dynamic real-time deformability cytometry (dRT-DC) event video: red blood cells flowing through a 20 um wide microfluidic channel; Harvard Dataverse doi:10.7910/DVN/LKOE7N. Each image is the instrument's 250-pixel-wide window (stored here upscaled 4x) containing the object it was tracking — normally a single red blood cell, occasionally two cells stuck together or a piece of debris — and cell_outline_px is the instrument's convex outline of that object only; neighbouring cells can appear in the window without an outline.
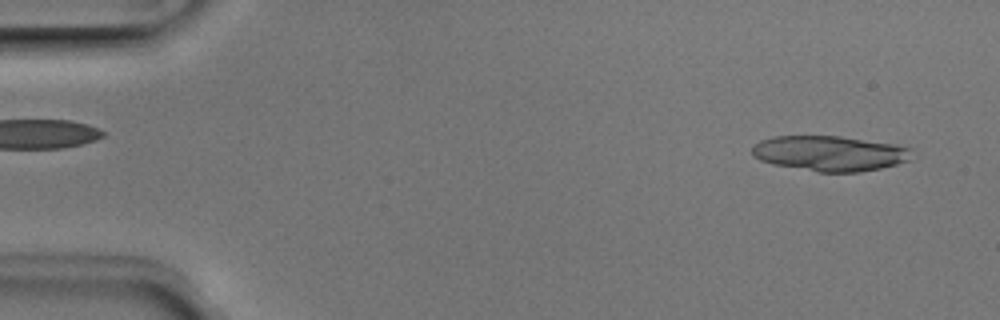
{"species": "Egyptian fruit bat (a non-hibernating species)", "species_latin": "Rousettus aegyptiacus", "temperature_condition": "room temperature", "stored_images_in_passage": 49, "segment_of_instrument_passage": [1, 2], "camera_frame_rate_fps": 3000, "um_per_image_px": 0.085, "animal": {"sex": "male"}, "frame": {"image": 1, "passage_image": 1, "time_ms": 0.0, "image_size_px": [1000, 320], "cell_outline_px": [[912, 148], [908, 160], [896, 164], [880, 168], [860, 172], [820, 172], [772, 164], [760, 160], [752, 156], [752, 144], [760, 140], [772, 136], [840, 136], [892, 144]], "centroid_in_image_um": [70.46, 13.03], "position_along_channel_um": 14.5, "area_um2": 32.71}}